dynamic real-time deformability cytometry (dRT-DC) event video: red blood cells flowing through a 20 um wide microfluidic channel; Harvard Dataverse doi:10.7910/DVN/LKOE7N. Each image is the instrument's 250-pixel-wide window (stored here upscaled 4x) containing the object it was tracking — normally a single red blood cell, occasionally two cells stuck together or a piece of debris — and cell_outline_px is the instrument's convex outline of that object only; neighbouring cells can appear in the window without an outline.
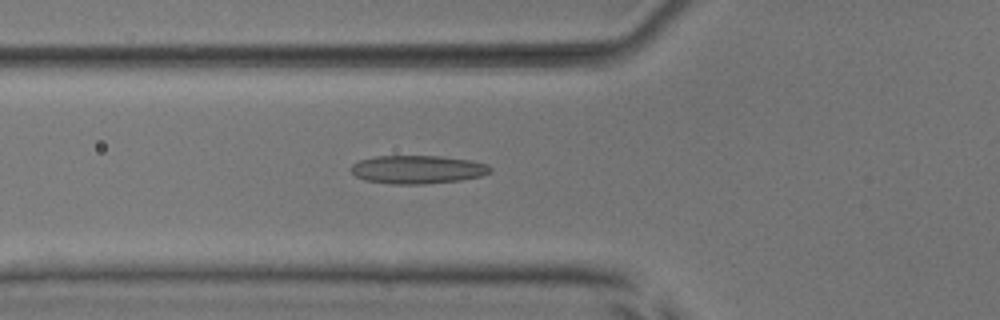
{"species": "common noctule bat (a hibernating species)", "species_latin": "Nyctalus noctula", "temperature_condition": "room temperature", "stored_images_in_passage": 51, "camera_frame_rate_fps": 3000, "um_per_image_px": 0.085, "animal": {"sex": "male", "body_mass_g": 17.9, "forearm_length_mm": 54.2}, "frame": {"image": 1, "passage_image": 19, "time_ms": 6.0, "image_size_px": [1000, 320], "cell_outline_px": [[492, 172], [480, 176], [460, 180], [424, 184], [392, 184], [364, 180], [356, 176], [348, 168], [352, 164], [360, 160], [376, 156], [440, 156], [472, 160], [488, 164], [492, 168]], "centroid_in_image_um": [35.5, 14.4], "position_along_channel_um": 90.3, "area_um2": 23.12}}
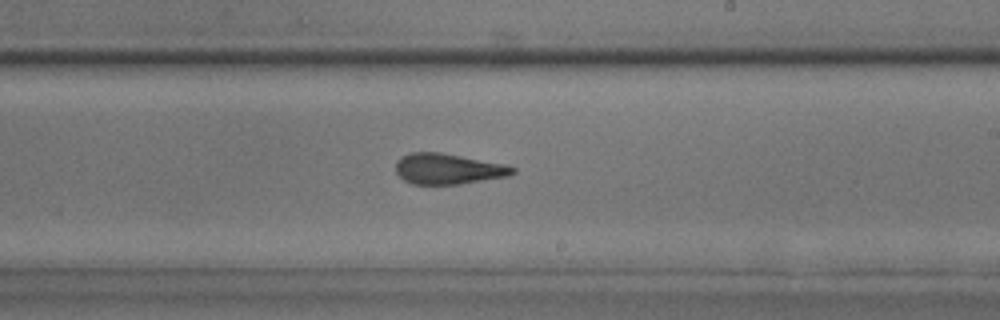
{"frame": {"image": 2, "passage_image": 31, "time_ms": 10.0, "image_size_px": [1000, 320], "cell_outline_px": [[516, 172], [508, 176], [460, 184], [412, 184], [404, 180], [396, 172], [396, 160], [400, 156], [412, 152], [440, 152], [504, 164], [516, 168]], "centroid_in_image_um": [38.06, 14.35], "position_along_channel_um": 250.9, "area_um2": 20.87}}
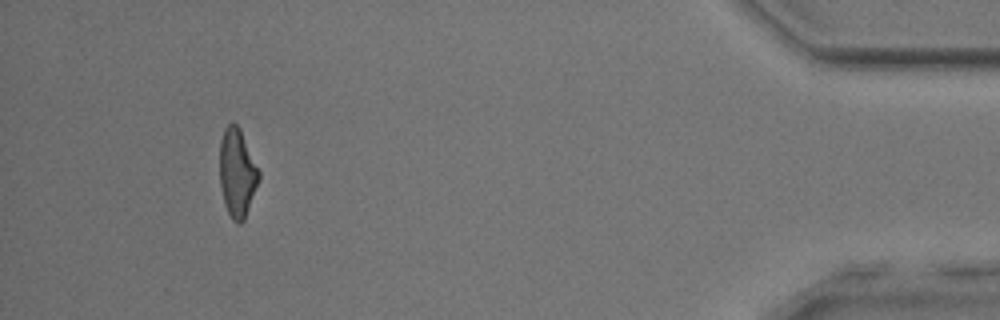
{"frame": {"image": 3, "passage_image": 48, "time_ms": 15.667, "image_size_px": [1000, 320], "cell_outline_px": [[260, 176], [244, 220], [240, 224], [236, 224], [232, 220], [224, 204], [220, 184], [220, 140], [224, 128], [232, 120], [240, 128], [260, 172]], "centroid_in_image_um": [20.14, 14.67], "position_along_channel_um": 415.1, "area_um2": 20.17}, "authors_computed_cell_mechanics": {"area_um2": 21.5016, "velocity_mm_per_s": 4.0188, "shape_relaxation_time_tau1_ms": null, "shape_relaxation_time_tau2_ms": 2.3231, "deformation_change_tau1": null, "deformation_change_tau2": 0.1323}}